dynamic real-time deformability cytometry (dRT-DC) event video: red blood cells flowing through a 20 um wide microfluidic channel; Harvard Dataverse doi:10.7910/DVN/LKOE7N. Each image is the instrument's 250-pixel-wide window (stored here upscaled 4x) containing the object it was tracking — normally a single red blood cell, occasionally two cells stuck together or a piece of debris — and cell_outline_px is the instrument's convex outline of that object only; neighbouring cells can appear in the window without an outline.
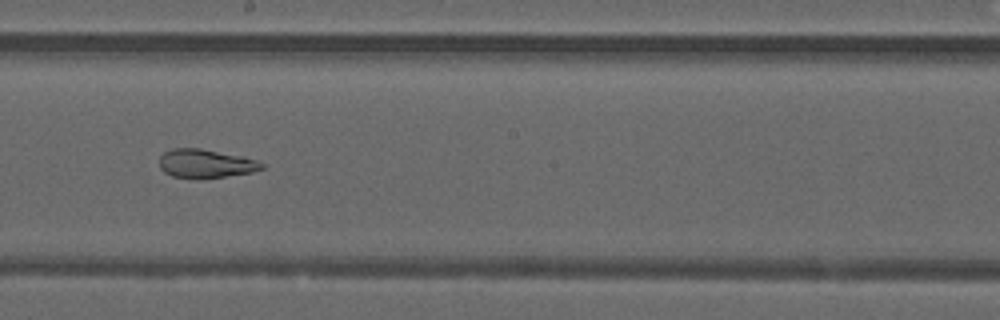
{"species": "common noctule bat (a hibernating species)", "species_latin": "Nyctalus noctula", "temperature_condition": "warm", "stored_images_in_passage": 49, "camera_frame_rate_fps": 3000, "um_per_image_px": 0.085, "animal": {"sex": "male", "forearm_length_mm": 52.5}, "frame": {"image": 1, "passage_image": 28, "time_ms": 9.0, "image_size_px": [1000, 320], "cell_outline_px": [[264, 168], [252, 172], [204, 180], [196, 180], [172, 176], [164, 172], [160, 168], [160, 156], [164, 152], [172, 148], [200, 148], [244, 156], [256, 160], [264, 164]], "centroid_in_image_um": [17.47, 13.93], "position_along_channel_um": 230.7, "area_um2": 17.57}, "authors_computed_cell_mechanics": {"area_um2": 22.3108, "velocity_mm_per_s": 4.2264, "shape_relaxation_time_tau1_ms": null, "shape_relaxation_time_tau2_ms": 2.3136, "deformation_change_tau1": null, "deformation_change_tau2": 0.097}}